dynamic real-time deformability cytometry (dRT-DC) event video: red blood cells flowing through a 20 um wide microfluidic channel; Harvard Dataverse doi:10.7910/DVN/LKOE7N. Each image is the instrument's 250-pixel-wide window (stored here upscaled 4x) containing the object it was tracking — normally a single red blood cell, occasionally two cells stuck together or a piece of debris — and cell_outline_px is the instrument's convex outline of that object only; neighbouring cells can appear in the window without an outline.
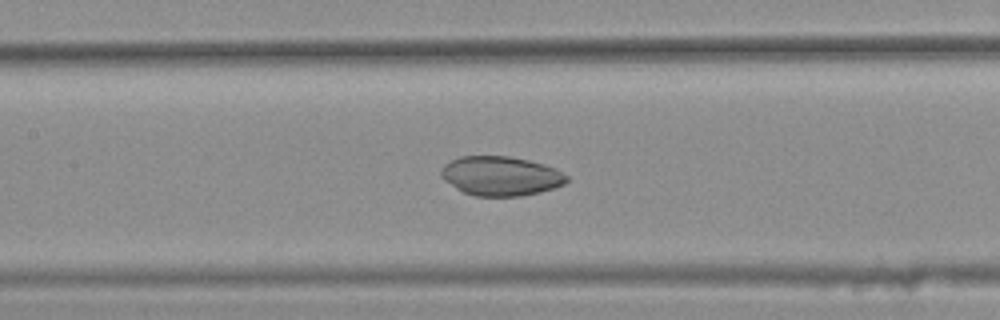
{"species": "common noctule bat (a hibernating species)", "species_latin": "Nyctalus noctula", "temperature_condition": "warm", "stored_images_in_passage": 44, "camera_frame_rate_fps": 3000, "um_per_image_px": 0.085, "animal": {"sex": "female", "body_mass_g": 25.1}, "frame": {"image": 1, "passage_image": 24, "time_ms": 7.667, "image_size_px": [1000, 320], "cell_outline_px": [[568, 180], [564, 184], [556, 188], [540, 192], [520, 196], [476, 196], [464, 192], [456, 188], [444, 180], [440, 176], [440, 168], [444, 164], [460, 156], [508, 156], [528, 160], [544, 164], [556, 168], [568, 176]], "centroid_in_image_um": [42.57, 14.96], "position_along_channel_um": 164.8, "area_um2": 28.96}}
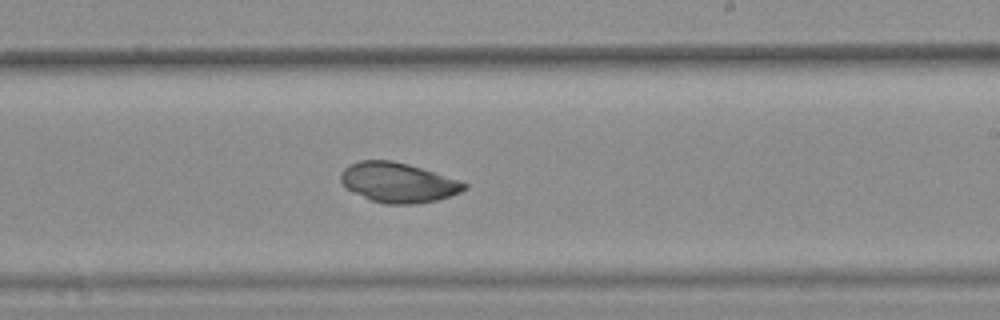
{"frame": {"image": 2, "passage_image": 31, "time_ms": 10.0, "image_size_px": [1000, 320], "cell_outline_px": [[468, 188], [460, 192], [436, 200], [416, 204], [388, 204], [372, 200], [348, 188], [340, 180], [340, 172], [348, 164], [360, 160], [392, 160], [408, 164], [460, 180], [468, 184]], "centroid_in_image_um": [33.85, 15.5], "position_along_channel_um": 255.1, "area_um2": 28.44}}
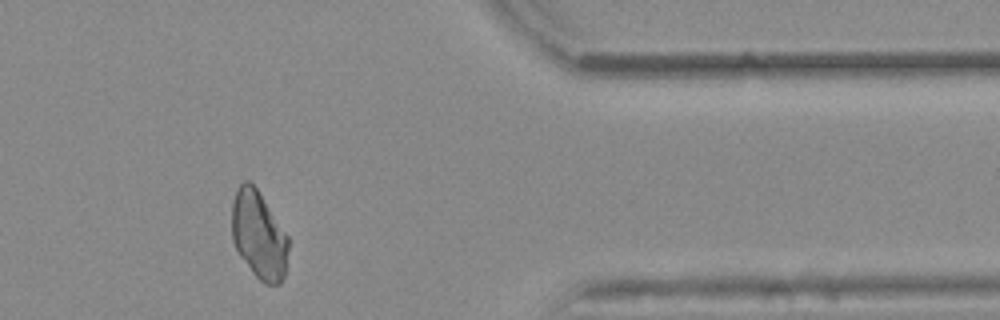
{"frame": {"image": 3, "passage_image": 43, "time_ms": 14.0, "image_size_px": [1000, 320], "cell_outline_px": [[288, 248], [284, 276], [280, 284], [264, 284], [252, 272], [240, 256], [232, 240], [232, 204], [236, 188], [244, 180], [248, 180], [256, 188], [288, 236]], "centroid_in_image_um": [21.98, 19.98], "position_along_channel_um": 389.4, "area_um2": 28.67}}